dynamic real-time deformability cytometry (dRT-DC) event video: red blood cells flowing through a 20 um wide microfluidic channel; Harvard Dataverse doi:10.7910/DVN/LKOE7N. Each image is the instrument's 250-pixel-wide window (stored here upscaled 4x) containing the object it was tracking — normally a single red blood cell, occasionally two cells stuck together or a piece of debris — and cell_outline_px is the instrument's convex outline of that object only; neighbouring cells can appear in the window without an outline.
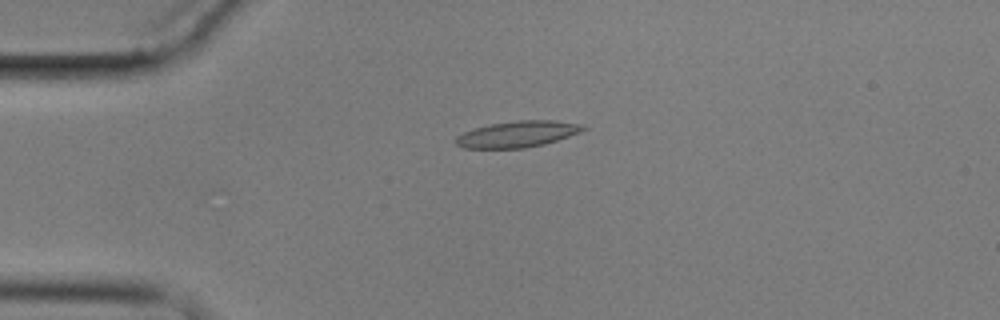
{"species": "common noctule bat (a hibernating species)", "species_latin": "Nyctalus noctula", "temperature_condition": "cold", "stored_images_in_passage": 4, "camera_frame_rate_fps": 3000, "um_per_image_px": 0.085, "animal": {"sex": "male", "body_mass_g": 17.9}, "frame": {"image": 1, "passage_image": 3, "time_ms": 3.0, "image_size_px": [1000, 320], "cell_outline_px": [[588, 128], [580, 132], [544, 144], [524, 148], [464, 148], [456, 144], [456, 136], [472, 128], [492, 124], [516, 120], [556, 120], [584, 124]], "centroid_in_image_um": [44.01, 11.39], "position_along_channel_um": 41.0, "area_um2": 19.48}}